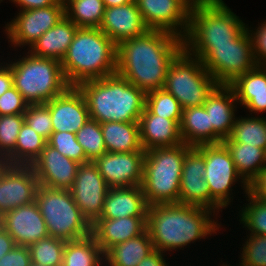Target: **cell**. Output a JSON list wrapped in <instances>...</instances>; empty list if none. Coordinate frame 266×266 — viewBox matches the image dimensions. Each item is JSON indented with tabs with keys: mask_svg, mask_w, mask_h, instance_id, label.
I'll return each mask as SVG.
<instances>
[{
	"mask_svg": "<svg viewBox=\"0 0 266 266\" xmlns=\"http://www.w3.org/2000/svg\"><path fill=\"white\" fill-rule=\"evenodd\" d=\"M182 50L179 36L149 29L117 45L116 73L145 94L163 89L168 68Z\"/></svg>",
	"mask_w": 266,
	"mask_h": 266,
	"instance_id": "6da1fadb",
	"label": "cell"
},
{
	"mask_svg": "<svg viewBox=\"0 0 266 266\" xmlns=\"http://www.w3.org/2000/svg\"><path fill=\"white\" fill-rule=\"evenodd\" d=\"M215 215V211L188 204L151 205L148 206L146 230L155 250L165 253L184 249L191 242L205 239L219 230L221 225L211 218Z\"/></svg>",
	"mask_w": 266,
	"mask_h": 266,
	"instance_id": "7a4b0ae2",
	"label": "cell"
},
{
	"mask_svg": "<svg viewBox=\"0 0 266 266\" xmlns=\"http://www.w3.org/2000/svg\"><path fill=\"white\" fill-rule=\"evenodd\" d=\"M77 87L86 99L91 119L99 123L139 122L146 94L118 73L82 82Z\"/></svg>",
	"mask_w": 266,
	"mask_h": 266,
	"instance_id": "3957f363",
	"label": "cell"
},
{
	"mask_svg": "<svg viewBox=\"0 0 266 266\" xmlns=\"http://www.w3.org/2000/svg\"><path fill=\"white\" fill-rule=\"evenodd\" d=\"M117 45L99 28H78L61 60L69 86L116 73Z\"/></svg>",
	"mask_w": 266,
	"mask_h": 266,
	"instance_id": "277c9868",
	"label": "cell"
},
{
	"mask_svg": "<svg viewBox=\"0 0 266 266\" xmlns=\"http://www.w3.org/2000/svg\"><path fill=\"white\" fill-rule=\"evenodd\" d=\"M191 148L181 143L145 151L141 186L148 206L179 203L184 157Z\"/></svg>",
	"mask_w": 266,
	"mask_h": 266,
	"instance_id": "5b68a950",
	"label": "cell"
},
{
	"mask_svg": "<svg viewBox=\"0 0 266 266\" xmlns=\"http://www.w3.org/2000/svg\"><path fill=\"white\" fill-rule=\"evenodd\" d=\"M27 53L8 64L13 74V85L29 105L45 104L69 87L61 62Z\"/></svg>",
	"mask_w": 266,
	"mask_h": 266,
	"instance_id": "8992f818",
	"label": "cell"
},
{
	"mask_svg": "<svg viewBox=\"0 0 266 266\" xmlns=\"http://www.w3.org/2000/svg\"><path fill=\"white\" fill-rule=\"evenodd\" d=\"M183 49L202 61L218 85H230L258 65L248 28L231 44L183 45Z\"/></svg>",
	"mask_w": 266,
	"mask_h": 266,
	"instance_id": "52a82bcc",
	"label": "cell"
},
{
	"mask_svg": "<svg viewBox=\"0 0 266 266\" xmlns=\"http://www.w3.org/2000/svg\"><path fill=\"white\" fill-rule=\"evenodd\" d=\"M246 28L247 25L223 0H210L190 10L183 45L231 44Z\"/></svg>",
	"mask_w": 266,
	"mask_h": 266,
	"instance_id": "ba28073f",
	"label": "cell"
},
{
	"mask_svg": "<svg viewBox=\"0 0 266 266\" xmlns=\"http://www.w3.org/2000/svg\"><path fill=\"white\" fill-rule=\"evenodd\" d=\"M35 202L45 220L49 236L70 241L91 235V225L83 217L70 190L39 185Z\"/></svg>",
	"mask_w": 266,
	"mask_h": 266,
	"instance_id": "9c48e42d",
	"label": "cell"
},
{
	"mask_svg": "<svg viewBox=\"0 0 266 266\" xmlns=\"http://www.w3.org/2000/svg\"><path fill=\"white\" fill-rule=\"evenodd\" d=\"M217 85L202 61L183 49L170 64L163 89L185 109L203 105Z\"/></svg>",
	"mask_w": 266,
	"mask_h": 266,
	"instance_id": "30bf717a",
	"label": "cell"
},
{
	"mask_svg": "<svg viewBox=\"0 0 266 266\" xmlns=\"http://www.w3.org/2000/svg\"><path fill=\"white\" fill-rule=\"evenodd\" d=\"M196 148L204 155V179L210 189L211 210L218 214L233 200V196H230L235 182L240 180L245 194L248 192V184L238 174L230 152L223 143L203 144Z\"/></svg>",
	"mask_w": 266,
	"mask_h": 266,
	"instance_id": "8fae6325",
	"label": "cell"
},
{
	"mask_svg": "<svg viewBox=\"0 0 266 266\" xmlns=\"http://www.w3.org/2000/svg\"><path fill=\"white\" fill-rule=\"evenodd\" d=\"M65 16V7L55 3L49 7L34 8L19 11L16 18L5 26L8 42L13 47L27 46L41 37L46 31L54 27Z\"/></svg>",
	"mask_w": 266,
	"mask_h": 266,
	"instance_id": "7c38bea8",
	"label": "cell"
},
{
	"mask_svg": "<svg viewBox=\"0 0 266 266\" xmlns=\"http://www.w3.org/2000/svg\"><path fill=\"white\" fill-rule=\"evenodd\" d=\"M108 190V185L92 161L79 165L70 191L91 226L100 219Z\"/></svg>",
	"mask_w": 266,
	"mask_h": 266,
	"instance_id": "4fadbf2b",
	"label": "cell"
},
{
	"mask_svg": "<svg viewBox=\"0 0 266 266\" xmlns=\"http://www.w3.org/2000/svg\"><path fill=\"white\" fill-rule=\"evenodd\" d=\"M38 186L31 166L4 164L0 169V215L33 203Z\"/></svg>",
	"mask_w": 266,
	"mask_h": 266,
	"instance_id": "5bb4252c",
	"label": "cell"
},
{
	"mask_svg": "<svg viewBox=\"0 0 266 266\" xmlns=\"http://www.w3.org/2000/svg\"><path fill=\"white\" fill-rule=\"evenodd\" d=\"M138 10L150 30H162L180 38L186 36L190 8L181 0H135Z\"/></svg>",
	"mask_w": 266,
	"mask_h": 266,
	"instance_id": "9a60e30c",
	"label": "cell"
},
{
	"mask_svg": "<svg viewBox=\"0 0 266 266\" xmlns=\"http://www.w3.org/2000/svg\"><path fill=\"white\" fill-rule=\"evenodd\" d=\"M145 151L106 152L93 163L109 188L142 185Z\"/></svg>",
	"mask_w": 266,
	"mask_h": 266,
	"instance_id": "2e32d148",
	"label": "cell"
},
{
	"mask_svg": "<svg viewBox=\"0 0 266 266\" xmlns=\"http://www.w3.org/2000/svg\"><path fill=\"white\" fill-rule=\"evenodd\" d=\"M45 105L50 109L53 132L76 134L90 118L86 99L77 86H69Z\"/></svg>",
	"mask_w": 266,
	"mask_h": 266,
	"instance_id": "e0dca14e",
	"label": "cell"
},
{
	"mask_svg": "<svg viewBox=\"0 0 266 266\" xmlns=\"http://www.w3.org/2000/svg\"><path fill=\"white\" fill-rule=\"evenodd\" d=\"M79 165L80 163L63 156L55 148L46 144L31 167L40 186L70 190Z\"/></svg>",
	"mask_w": 266,
	"mask_h": 266,
	"instance_id": "ac0fdd59",
	"label": "cell"
},
{
	"mask_svg": "<svg viewBox=\"0 0 266 266\" xmlns=\"http://www.w3.org/2000/svg\"><path fill=\"white\" fill-rule=\"evenodd\" d=\"M205 176L204 155L192 147L184 157L179 203L211 210V194Z\"/></svg>",
	"mask_w": 266,
	"mask_h": 266,
	"instance_id": "d6986e66",
	"label": "cell"
},
{
	"mask_svg": "<svg viewBox=\"0 0 266 266\" xmlns=\"http://www.w3.org/2000/svg\"><path fill=\"white\" fill-rule=\"evenodd\" d=\"M2 218L3 228L16 245L29 246L49 236L47 225L35 201L4 213Z\"/></svg>",
	"mask_w": 266,
	"mask_h": 266,
	"instance_id": "ffe728a7",
	"label": "cell"
},
{
	"mask_svg": "<svg viewBox=\"0 0 266 266\" xmlns=\"http://www.w3.org/2000/svg\"><path fill=\"white\" fill-rule=\"evenodd\" d=\"M238 102L230 85H217L203 104L212 125V144L222 143L232 132Z\"/></svg>",
	"mask_w": 266,
	"mask_h": 266,
	"instance_id": "44dd1931",
	"label": "cell"
},
{
	"mask_svg": "<svg viewBox=\"0 0 266 266\" xmlns=\"http://www.w3.org/2000/svg\"><path fill=\"white\" fill-rule=\"evenodd\" d=\"M99 29L116 45L124 40L141 36L149 30L135 0L121 6L105 8Z\"/></svg>",
	"mask_w": 266,
	"mask_h": 266,
	"instance_id": "7402d4cb",
	"label": "cell"
},
{
	"mask_svg": "<svg viewBox=\"0 0 266 266\" xmlns=\"http://www.w3.org/2000/svg\"><path fill=\"white\" fill-rule=\"evenodd\" d=\"M146 218H100L91 226V235L105 253L109 248L143 234L146 231Z\"/></svg>",
	"mask_w": 266,
	"mask_h": 266,
	"instance_id": "603a6c76",
	"label": "cell"
},
{
	"mask_svg": "<svg viewBox=\"0 0 266 266\" xmlns=\"http://www.w3.org/2000/svg\"><path fill=\"white\" fill-rule=\"evenodd\" d=\"M180 121L151 114L144 108L139 119L140 140L144 151L183 143L179 131Z\"/></svg>",
	"mask_w": 266,
	"mask_h": 266,
	"instance_id": "cb8c5ba5",
	"label": "cell"
},
{
	"mask_svg": "<svg viewBox=\"0 0 266 266\" xmlns=\"http://www.w3.org/2000/svg\"><path fill=\"white\" fill-rule=\"evenodd\" d=\"M148 204L142 186L109 188L100 218L147 217Z\"/></svg>",
	"mask_w": 266,
	"mask_h": 266,
	"instance_id": "d4e9b609",
	"label": "cell"
},
{
	"mask_svg": "<svg viewBox=\"0 0 266 266\" xmlns=\"http://www.w3.org/2000/svg\"><path fill=\"white\" fill-rule=\"evenodd\" d=\"M237 102L249 113L266 112V65H257L230 84Z\"/></svg>",
	"mask_w": 266,
	"mask_h": 266,
	"instance_id": "484cf974",
	"label": "cell"
},
{
	"mask_svg": "<svg viewBox=\"0 0 266 266\" xmlns=\"http://www.w3.org/2000/svg\"><path fill=\"white\" fill-rule=\"evenodd\" d=\"M77 29L78 27L64 16L54 27L42 34L28 51L36 57L55 59L61 62Z\"/></svg>",
	"mask_w": 266,
	"mask_h": 266,
	"instance_id": "4316f807",
	"label": "cell"
},
{
	"mask_svg": "<svg viewBox=\"0 0 266 266\" xmlns=\"http://www.w3.org/2000/svg\"><path fill=\"white\" fill-rule=\"evenodd\" d=\"M100 126L107 152L144 151L139 122L109 121L100 123Z\"/></svg>",
	"mask_w": 266,
	"mask_h": 266,
	"instance_id": "83f0119b",
	"label": "cell"
},
{
	"mask_svg": "<svg viewBox=\"0 0 266 266\" xmlns=\"http://www.w3.org/2000/svg\"><path fill=\"white\" fill-rule=\"evenodd\" d=\"M179 131L182 142L191 147L212 144V125L203 105L183 109Z\"/></svg>",
	"mask_w": 266,
	"mask_h": 266,
	"instance_id": "f1b7e54d",
	"label": "cell"
},
{
	"mask_svg": "<svg viewBox=\"0 0 266 266\" xmlns=\"http://www.w3.org/2000/svg\"><path fill=\"white\" fill-rule=\"evenodd\" d=\"M153 242L146 230L138 237L109 248L104 253L105 266H137L154 251Z\"/></svg>",
	"mask_w": 266,
	"mask_h": 266,
	"instance_id": "f546056e",
	"label": "cell"
},
{
	"mask_svg": "<svg viewBox=\"0 0 266 266\" xmlns=\"http://www.w3.org/2000/svg\"><path fill=\"white\" fill-rule=\"evenodd\" d=\"M222 143L230 152L238 174L247 184L266 168V150L244 143Z\"/></svg>",
	"mask_w": 266,
	"mask_h": 266,
	"instance_id": "4dcf8cb0",
	"label": "cell"
},
{
	"mask_svg": "<svg viewBox=\"0 0 266 266\" xmlns=\"http://www.w3.org/2000/svg\"><path fill=\"white\" fill-rule=\"evenodd\" d=\"M104 253L92 235L66 241L62 266H102Z\"/></svg>",
	"mask_w": 266,
	"mask_h": 266,
	"instance_id": "1f68e13d",
	"label": "cell"
},
{
	"mask_svg": "<svg viewBox=\"0 0 266 266\" xmlns=\"http://www.w3.org/2000/svg\"><path fill=\"white\" fill-rule=\"evenodd\" d=\"M47 141L26 122L18 134L14 151L4 160L8 165L31 166L41 155Z\"/></svg>",
	"mask_w": 266,
	"mask_h": 266,
	"instance_id": "d6a6232c",
	"label": "cell"
},
{
	"mask_svg": "<svg viewBox=\"0 0 266 266\" xmlns=\"http://www.w3.org/2000/svg\"><path fill=\"white\" fill-rule=\"evenodd\" d=\"M222 142L244 143L265 150L266 117H236L230 136Z\"/></svg>",
	"mask_w": 266,
	"mask_h": 266,
	"instance_id": "836d02e7",
	"label": "cell"
},
{
	"mask_svg": "<svg viewBox=\"0 0 266 266\" xmlns=\"http://www.w3.org/2000/svg\"><path fill=\"white\" fill-rule=\"evenodd\" d=\"M105 8L103 0H72L65 6V16L78 28H99Z\"/></svg>",
	"mask_w": 266,
	"mask_h": 266,
	"instance_id": "e575fe53",
	"label": "cell"
},
{
	"mask_svg": "<svg viewBox=\"0 0 266 266\" xmlns=\"http://www.w3.org/2000/svg\"><path fill=\"white\" fill-rule=\"evenodd\" d=\"M65 240L48 236L28 246L31 262L42 266H62Z\"/></svg>",
	"mask_w": 266,
	"mask_h": 266,
	"instance_id": "d590c367",
	"label": "cell"
},
{
	"mask_svg": "<svg viewBox=\"0 0 266 266\" xmlns=\"http://www.w3.org/2000/svg\"><path fill=\"white\" fill-rule=\"evenodd\" d=\"M76 137L88 161L93 162L107 152L100 123L96 120L89 118L77 131Z\"/></svg>",
	"mask_w": 266,
	"mask_h": 266,
	"instance_id": "8d00e7d4",
	"label": "cell"
},
{
	"mask_svg": "<svg viewBox=\"0 0 266 266\" xmlns=\"http://www.w3.org/2000/svg\"><path fill=\"white\" fill-rule=\"evenodd\" d=\"M145 108L154 115L171 120H181L183 109L178 100L164 89L146 94Z\"/></svg>",
	"mask_w": 266,
	"mask_h": 266,
	"instance_id": "74e56055",
	"label": "cell"
},
{
	"mask_svg": "<svg viewBox=\"0 0 266 266\" xmlns=\"http://www.w3.org/2000/svg\"><path fill=\"white\" fill-rule=\"evenodd\" d=\"M246 198L249 203L239 211L240 223L248 228L249 234L266 236V202L253 198L248 192Z\"/></svg>",
	"mask_w": 266,
	"mask_h": 266,
	"instance_id": "f35d334b",
	"label": "cell"
},
{
	"mask_svg": "<svg viewBox=\"0 0 266 266\" xmlns=\"http://www.w3.org/2000/svg\"><path fill=\"white\" fill-rule=\"evenodd\" d=\"M25 122L24 114L0 116V159L5 160L15 149L18 134Z\"/></svg>",
	"mask_w": 266,
	"mask_h": 266,
	"instance_id": "ab89813d",
	"label": "cell"
},
{
	"mask_svg": "<svg viewBox=\"0 0 266 266\" xmlns=\"http://www.w3.org/2000/svg\"><path fill=\"white\" fill-rule=\"evenodd\" d=\"M47 144L55 148L63 156L68 157L80 164L89 162L85 156L82 146L78 143L75 133L53 132Z\"/></svg>",
	"mask_w": 266,
	"mask_h": 266,
	"instance_id": "60d3db41",
	"label": "cell"
},
{
	"mask_svg": "<svg viewBox=\"0 0 266 266\" xmlns=\"http://www.w3.org/2000/svg\"><path fill=\"white\" fill-rule=\"evenodd\" d=\"M25 122L46 141L53 133L50 109L45 104L28 105L24 112Z\"/></svg>",
	"mask_w": 266,
	"mask_h": 266,
	"instance_id": "b9f144b4",
	"label": "cell"
},
{
	"mask_svg": "<svg viewBox=\"0 0 266 266\" xmlns=\"http://www.w3.org/2000/svg\"><path fill=\"white\" fill-rule=\"evenodd\" d=\"M249 236V237H248ZM240 266H266V236L248 234Z\"/></svg>",
	"mask_w": 266,
	"mask_h": 266,
	"instance_id": "7bdbcfd3",
	"label": "cell"
},
{
	"mask_svg": "<svg viewBox=\"0 0 266 266\" xmlns=\"http://www.w3.org/2000/svg\"><path fill=\"white\" fill-rule=\"evenodd\" d=\"M29 104L13 86L0 96V116L24 114Z\"/></svg>",
	"mask_w": 266,
	"mask_h": 266,
	"instance_id": "ee69618b",
	"label": "cell"
},
{
	"mask_svg": "<svg viewBox=\"0 0 266 266\" xmlns=\"http://www.w3.org/2000/svg\"><path fill=\"white\" fill-rule=\"evenodd\" d=\"M253 43L254 57L258 65H266V21L255 31L247 26Z\"/></svg>",
	"mask_w": 266,
	"mask_h": 266,
	"instance_id": "f6af8a7d",
	"label": "cell"
},
{
	"mask_svg": "<svg viewBox=\"0 0 266 266\" xmlns=\"http://www.w3.org/2000/svg\"><path fill=\"white\" fill-rule=\"evenodd\" d=\"M31 263L28 246L16 245L0 259V266H30Z\"/></svg>",
	"mask_w": 266,
	"mask_h": 266,
	"instance_id": "bcb514c9",
	"label": "cell"
},
{
	"mask_svg": "<svg viewBox=\"0 0 266 266\" xmlns=\"http://www.w3.org/2000/svg\"><path fill=\"white\" fill-rule=\"evenodd\" d=\"M248 193L253 198L266 202V168L248 183Z\"/></svg>",
	"mask_w": 266,
	"mask_h": 266,
	"instance_id": "7dc6e473",
	"label": "cell"
},
{
	"mask_svg": "<svg viewBox=\"0 0 266 266\" xmlns=\"http://www.w3.org/2000/svg\"><path fill=\"white\" fill-rule=\"evenodd\" d=\"M0 64V96L13 87V74L8 63ZM6 64V65H5Z\"/></svg>",
	"mask_w": 266,
	"mask_h": 266,
	"instance_id": "c3c4849f",
	"label": "cell"
},
{
	"mask_svg": "<svg viewBox=\"0 0 266 266\" xmlns=\"http://www.w3.org/2000/svg\"><path fill=\"white\" fill-rule=\"evenodd\" d=\"M163 252L154 250L146 256L137 266H169L166 263Z\"/></svg>",
	"mask_w": 266,
	"mask_h": 266,
	"instance_id": "681fc988",
	"label": "cell"
},
{
	"mask_svg": "<svg viewBox=\"0 0 266 266\" xmlns=\"http://www.w3.org/2000/svg\"><path fill=\"white\" fill-rule=\"evenodd\" d=\"M20 7V11L34 8L49 7L55 4L54 0H9Z\"/></svg>",
	"mask_w": 266,
	"mask_h": 266,
	"instance_id": "f907efd6",
	"label": "cell"
},
{
	"mask_svg": "<svg viewBox=\"0 0 266 266\" xmlns=\"http://www.w3.org/2000/svg\"><path fill=\"white\" fill-rule=\"evenodd\" d=\"M15 246V241L3 228L0 231V259H2L6 253H9Z\"/></svg>",
	"mask_w": 266,
	"mask_h": 266,
	"instance_id": "816d5d0a",
	"label": "cell"
},
{
	"mask_svg": "<svg viewBox=\"0 0 266 266\" xmlns=\"http://www.w3.org/2000/svg\"><path fill=\"white\" fill-rule=\"evenodd\" d=\"M184 2L190 9L195 7H200L207 4L210 0H181Z\"/></svg>",
	"mask_w": 266,
	"mask_h": 266,
	"instance_id": "f5cc1de1",
	"label": "cell"
},
{
	"mask_svg": "<svg viewBox=\"0 0 266 266\" xmlns=\"http://www.w3.org/2000/svg\"><path fill=\"white\" fill-rule=\"evenodd\" d=\"M132 1L133 0H103V3L105 7L108 8V7L121 6L130 3Z\"/></svg>",
	"mask_w": 266,
	"mask_h": 266,
	"instance_id": "db71d44e",
	"label": "cell"
},
{
	"mask_svg": "<svg viewBox=\"0 0 266 266\" xmlns=\"http://www.w3.org/2000/svg\"><path fill=\"white\" fill-rule=\"evenodd\" d=\"M55 1V3H57V4H60V5H62V6H66V5H68L72 0H54Z\"/></svg>",
	"mask_w": 266,
	"mask_h": 266,
	"instance_id": "11a10c76",
	"label": "cell"
},
{
	"mask_svg": "<svg viewBox=\"0 0 266 266\" xmlns=\"http://www.w3.org/2000/svg\"><path fill=\"white\" fill-rule=\"evenodd\" d=\"M3 229V218L2 215H0V231Z\"/></svg>",
	"mask_w": 266,
	"mask_h": 266,
	"instance_id": "9f6ffc18",
	"label": "cell"
},
{
	"mask_svg": "<svg viewBox=\"0 0 266 266\" xmlns=\"http://www.w3.org/2000/svg\"><path fill=\"white\" fill-rule=\"evenodd\" d=\"M4 164H5V161L0 159V169L2 168V166H3Z\"/></svg>",
	"mask_w": 266,
	"mask_h": 266,
	"instance_id": "6f0895ef",
	"label": "cell"
},
{
	"mask_svg": "<svg viewBox=\"0 0 266 266\" xmlns=\"http://www.w3.org/2000/svg\"><path fill=\"white\" fill-rule=\"evenodd\" d=\"M30 266H42V265H39V264H35V263H31Z\"/></svg>",
	"mask_w": 266,
	"mask_h": 266,
	"instance_id": "680465c9",
	"label": "cell"
}]
</instances>
